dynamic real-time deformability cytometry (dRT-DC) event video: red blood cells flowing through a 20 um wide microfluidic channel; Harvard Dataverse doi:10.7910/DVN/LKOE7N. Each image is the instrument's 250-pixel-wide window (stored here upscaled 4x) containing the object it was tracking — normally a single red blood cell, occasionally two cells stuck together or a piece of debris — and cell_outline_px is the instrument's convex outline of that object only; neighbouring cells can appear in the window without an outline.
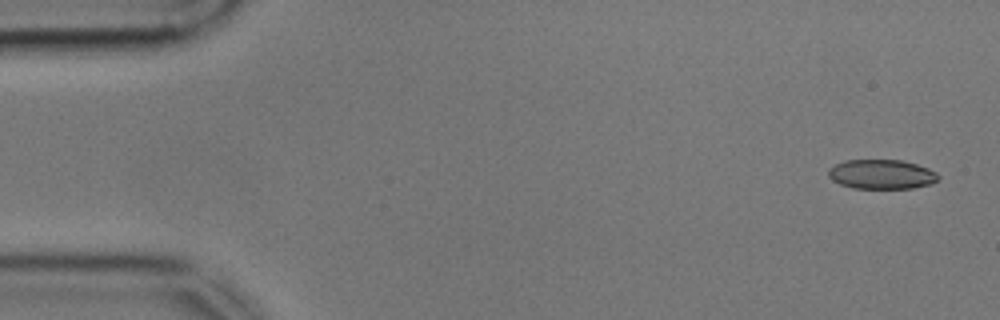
{"species": "common noctule bat (a hibernating species)", "species_latin": "Nyctalus noctula", "temperature_condition": "cold", "stored_images_in_passage": 55, "camera_frame_rate_fps": 3000, "um_per_image_px": 0.085, "animal": {"sex": "male", "body_mass_g": 17.9, "forearm_length_mm": 54.2}, "frame": {"image": 1, "passage_image": 2, "time_ms": 0.333, "image_size_px": [1000, 320], "cell_outline_px": [[940, 176], [932, 184], [912, 188], [852, 188], [840, 184], [832, 180], [828, 176], [828, 168], [844, 160], [900, 160], [916, 164], [928, 168], [936, 172]], "centroid_in_image_um": [74.92, 14.81], "position_along_channel_um": 10.1, "area_um2": 18.9}}
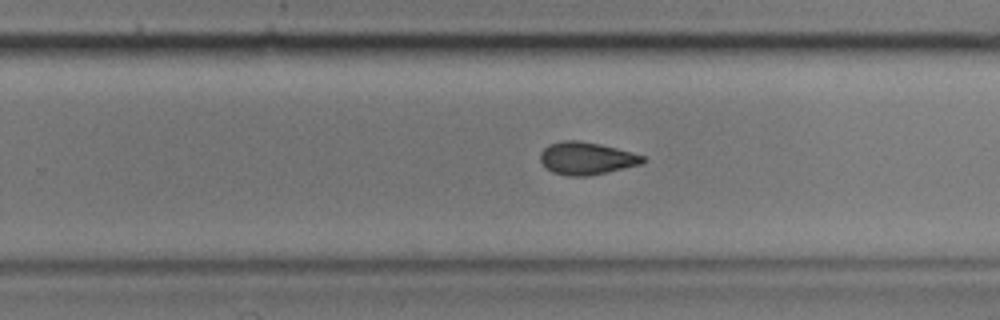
{"frame": {"image": 2, "passage_image": 34, "time_ms": 11.0, "image_size_px": [1000, 320], "cell_outline_px": [[644, 160], [640, 164], [608, 172], [588, 176], [568, 176], [552, 172], [544, 168], [540, 160], [540, 152], [548, 144], [564, 140], [580, 140], [600, 144], [632, 152], [644, 156]], "centroid_in_image_um": [49.79, 13.46], "position_along_channel_um": 280.0, "area_um2": 19.54}}
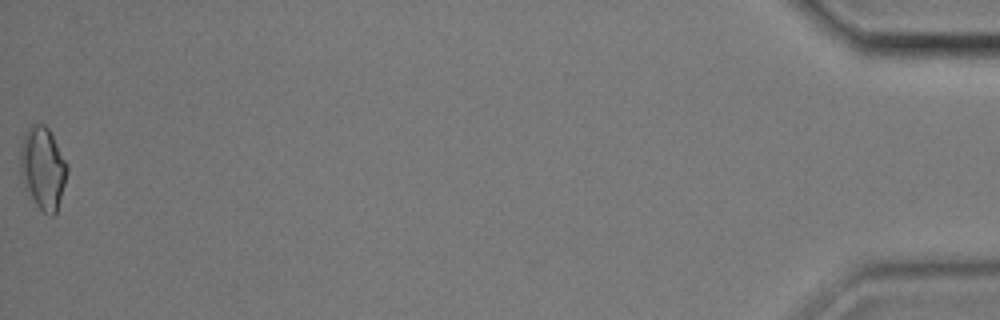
{"frame": {"image": 3, "passage_image": 55, "time_ms": 18.0, "image_size_px": [1000, 320], "cell_outline_px": [[68, 172], [56, 212], [52, 216], [48, 216], [36, 204], [20, 172], [20, 148], [24, 132], [32, 124], [44, 124], [48, 128], [68, 164]], "centroid_in_image_um": [3.66, 14.24], "position_along_channel_um": 431.5, "area_um2": 22.08}, "authors_computed_cell_mechanics": {"area_um2": 19.941, "velocity_mm_per_s": 3.5872, "shape_relaxation_time_tau1_ms": 3.4484, "shape_relaxation_time_tau2_ms": 4.3288, "deformation_change_tau1": 0.0956, "deformation_change_tau2": 0.0988}}